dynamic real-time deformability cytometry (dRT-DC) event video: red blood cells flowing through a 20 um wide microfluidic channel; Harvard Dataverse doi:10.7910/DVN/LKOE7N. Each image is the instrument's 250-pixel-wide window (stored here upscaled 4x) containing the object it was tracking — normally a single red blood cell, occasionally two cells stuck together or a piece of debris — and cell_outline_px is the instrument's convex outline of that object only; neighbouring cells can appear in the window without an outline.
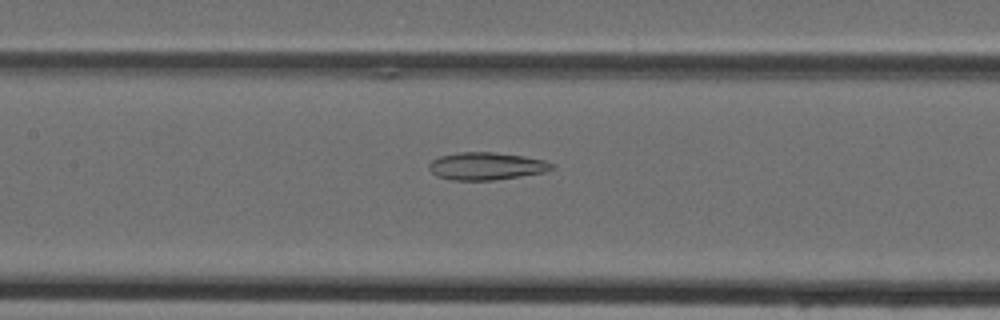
{"species": "Egyptian fruit bat (a non-hibernating species)", "species_latin": "Rousettus aegyptiacus", "temperature_condition": "cold", "stored_images_in_passage": 35, "camera_frame_rate_fps": 3000, "um_per_image_px": 0.085, "animal": {"sex": "female"}, "frame": {"image": 1, "passage_image": 10, "time_ms": 3.0, "image_size_px": [1000, 320], "cell_outline_px": [[556, 168], [544, 172], [496, 180], [452, 180], [436, 176], [428, 168], [428, 164], [432, 160], [440, 156], [460, 152], [492, 152], [524, 156], [544, 160], [556, 164]], "centroid_in_image_um": [41.36, 14.12], "position_along_channel_um": 166.0, "area_um2": 19.83}}
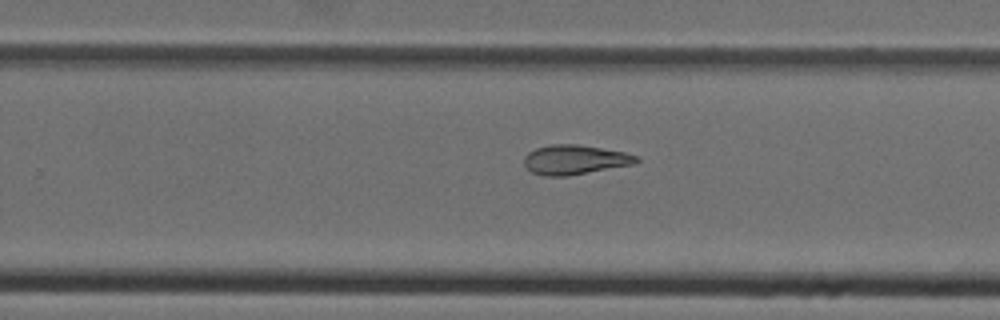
{"frame": {"image": 2, "passage_image": 18, "time_ms": 5.667, "image_size_px": [1000, 320], "cell_outline_px": [[640, 160], [636, 164], [568, 176], [544, 176], [532, 172], [524, 164], [524, 156], [528, 152], [536, 148], [552, 144], [576, 144], [624, 152], [640, 156]], "centroid_in_image_um": [48.89, 13.58], "position_along_channel_um": 280.9, "area_um2": 19.42}}
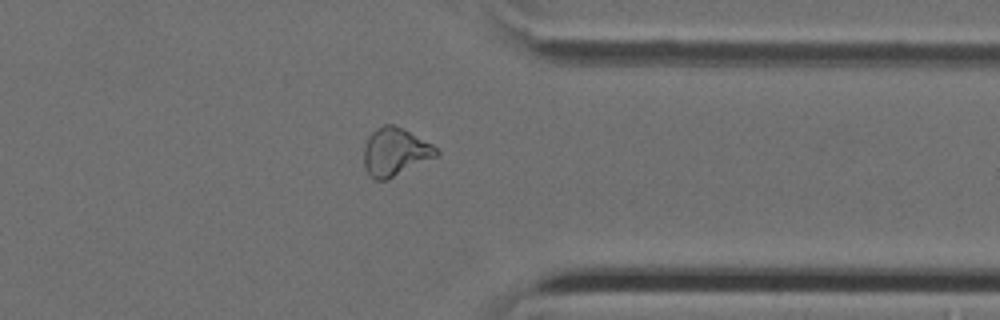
{"frame": {"image": 3, "passage_image": 25, "time_ms": 8.0, "image_size_px": [1000, 320], "cell_outline_px": [[440, 152], [436, 156], [388, 180], [376, 180], [368, 176], [364, 168], [364, 148], [368, 136], [376, 128], [384, 124], [392, 124], [404, 128], [432, 144]], "centroid_in_image_um": [33.55, 12.91], "position_along_channel_um": 377.8, "area_um2": 20.4}}